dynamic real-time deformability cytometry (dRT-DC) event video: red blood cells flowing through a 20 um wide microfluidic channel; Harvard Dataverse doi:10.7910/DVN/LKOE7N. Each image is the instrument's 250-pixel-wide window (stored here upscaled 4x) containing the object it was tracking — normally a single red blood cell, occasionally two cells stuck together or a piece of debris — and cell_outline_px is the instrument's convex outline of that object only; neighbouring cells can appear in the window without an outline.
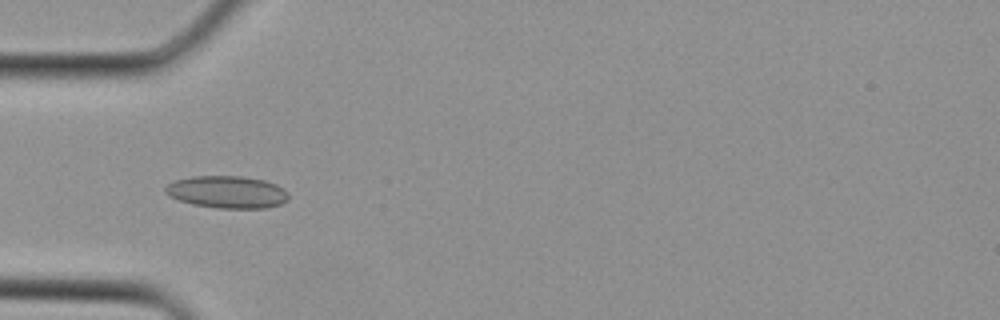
{"species": "Egyptian fruit bat (a non-hibernating species)", "species_latin": "Rousettus aegyptiacus", "temperature_condition": "cold", "stored_images_in_passage": 3, "camera_frame_rate_fps": 3000, "um_per_image_px": 0.085, "animal": {"sex": "female"}, "frame": {"image": 1, "passage_image": 3, "time_ms": 0.667, "image_size_px": [1000, 320], "cell_outline_px": [[288, 200], [280, 204], [264, 208], [216, 208], [192, 204], [168, 196], [164, 192], [164, 188], [168, 184], [176, 180], [192, 176], [244, 176], [264, 180], [276, 184], [284, 188], [288, 192]], "centroid_in_image_um": [19.31, 16.32], "position_along_channel_um": 65.7, "area_um2": 23.29}}